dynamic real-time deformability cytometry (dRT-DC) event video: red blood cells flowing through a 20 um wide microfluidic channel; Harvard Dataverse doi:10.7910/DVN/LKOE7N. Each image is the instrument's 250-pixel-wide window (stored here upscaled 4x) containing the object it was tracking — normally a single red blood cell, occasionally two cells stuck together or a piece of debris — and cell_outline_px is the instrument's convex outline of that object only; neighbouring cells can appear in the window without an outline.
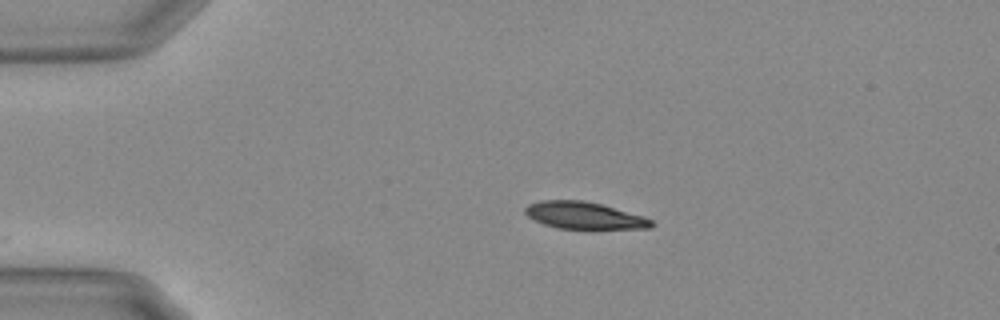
{"species": "Egyptian fruit bat (a non-hibernating species)", "species_latin": "Rousettus aegyptiacus", "temperature_condition": "warm", "stored_images_in_passage": 44, "camera_frame_rate_fps": 3000, "um_per_image_px": 0.085, "animal": {"sex": "female"}, "frame": {"image": 1, "passage_image": 1, "time_ms": 0.0, "image_size_px": [1000, 320], "cell_outline_px": [[656, 224], [652, 228], [556, 228], [544, 224], [528, 216], [524, 212], [524, 208], [528, 204], [540, 200], [584, 200], [600, 204], [644, 216], [652, 220]], "centroid_in_image_um": [49.65, 18.3], "position_along_channel_um": 35.4, "area_um2": 19.71}}
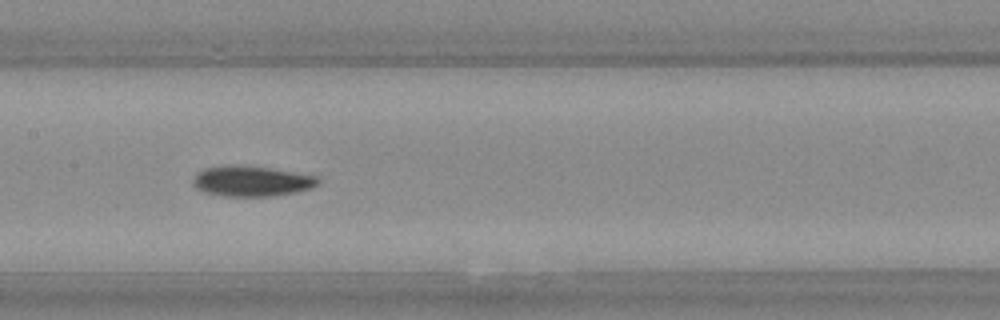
{"frame": {"image": 2, "passage_image": 17, "time_ms": 5.333, "image_size_px": [1000, 320], "cell_outline_px": [[320, 180], [316, 184], [308, 188], [296, 192], [272, 196], [224, 196], [204, 192], [196, 188], [192, 184], [192, 180], [204, 168], [228, 164], [232, 164], [268, 168], [316, 176]], "centroid_in_image_um": [21.33, 15.39], "position_along_channel_um": 186.1, "area_um2": 21.91}}
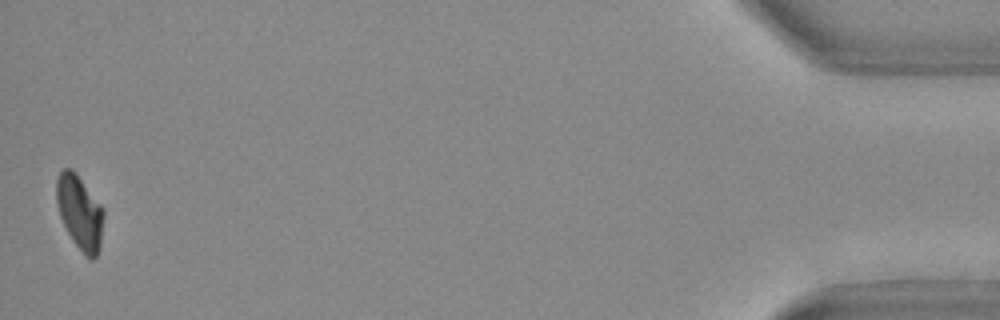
{"frame": {"image": 3, "passage_image": 44, "time_ms": 14.333, "image_size_px": [1000, 320], "cell_outline_px": [[104, 216], [100, 248], [96, 256], [92, 260], [84, 256], [72, 240], [60, 216], [56, 204], [56, 180], [60, 172], [64, 168], [72, 168], [104, 208]], "centroid_in_image_um": [6.79, 18.06], "position_along_channel_um": 428.4, "area_um2": 20.52}, "authors_computed_cell_mechanics": {"area_um2": 21.2993, "velocity_mm_per_s": 3.6947, "shape_relaxation_time_tau1_ms": 6.1913, "shape_relaxation_time_tau2_ms": 3.0262, "deformation_change_tau1": 0.1753, "deformation_change_tau2": 0.0582}}